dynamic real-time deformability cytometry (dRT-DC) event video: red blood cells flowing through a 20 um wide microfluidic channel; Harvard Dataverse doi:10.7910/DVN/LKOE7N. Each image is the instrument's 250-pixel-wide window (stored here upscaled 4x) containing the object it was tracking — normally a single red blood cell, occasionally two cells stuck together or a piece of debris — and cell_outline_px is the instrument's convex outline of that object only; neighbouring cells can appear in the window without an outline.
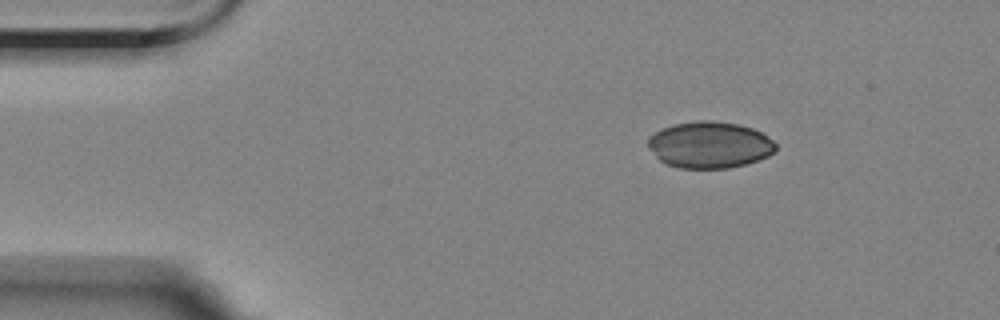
{"species": "Egyptian fruit bat (a non-hibernating species)", "species_latin": "Rousettus aegyptiacus", "temperature_condition": "room temperature", "stored_images_in_passage": 4, "segment_of_instrument_passage": [1, 2], "camera_frame_rate_fps": 3000, "um_per_image_px": 0.085, "animal": {"sex": "female"}, "frame": {"image": 1, "passage_image": 1, "time_ms": 0.0, "image_size_px": [1000, 320], "cell_outline_px": [[776, 152], [768, 156], [744, 164], [728, 168], [680, 168], [668, 164], [660, 160], [648, 148], [648, 136], [672, 124], [696, 120], [712, 120], [736, 124], [752, 128], [760, 132], [772, 140], [776, 144]], "centroid_in_image_um": [60.31, 12.3], "position_along_channel_um": 24.7, "area_um2": 34.51}}